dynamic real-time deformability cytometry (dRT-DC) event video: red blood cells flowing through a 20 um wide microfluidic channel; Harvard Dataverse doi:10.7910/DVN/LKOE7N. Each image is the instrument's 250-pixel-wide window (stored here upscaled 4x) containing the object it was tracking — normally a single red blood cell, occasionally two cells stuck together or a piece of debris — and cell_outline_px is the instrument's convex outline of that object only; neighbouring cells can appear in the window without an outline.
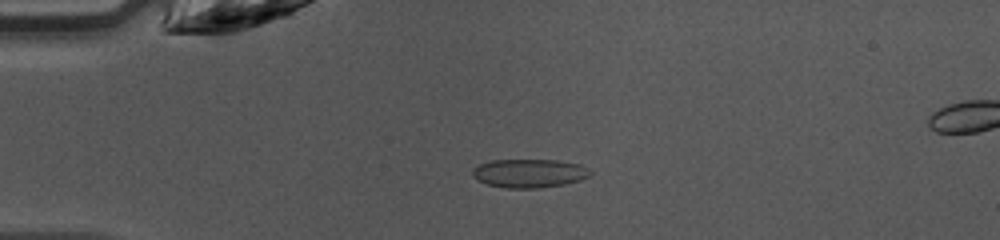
{"species": "common noctule bat (a hibernating species)", "species_latin": "Nyctalus noctula", "temperature_condition": "warm", "stored_images_in_passage": 37, "camera_frame_rate_fps": 3000, "um_per_image_px": 0.085, "animal": {"sex": "female", "body_mass_g": 10.0, "forearm_length_mm": 53.1}, "frame": {"image": 1, "passage_image": 2, "time_ms": 0.333, "image_size_px": [1000, 240], "cell_outline_px": [[592, 172], [588, 176], [580, 180], [564, 184], [540, 188], [504, 188], [488, 184], [476, 180], [472, 176], [472, 168], [480, 164], [492, 160], [556, 160], [580, 164], [588, 168]], "centroid_in_image_um": [44.96, 14.73], "position_along_channel_um": 40.0, "area_um2": 19.71}}
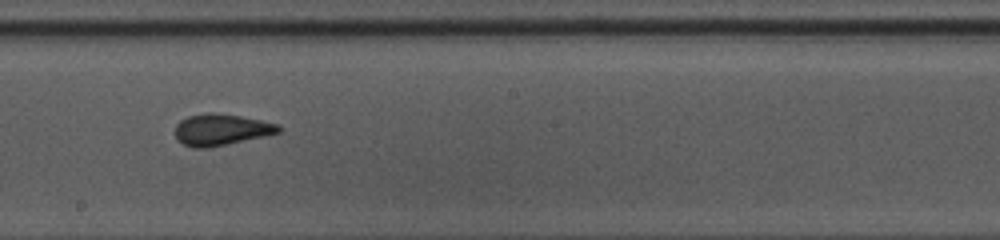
{"frame": {"image": 2, "passage_image": 17, "time_ms": 5.333, "image_size_px": [1000, 240], "cell_outline_px": [[280, 132], [264, 136], [208, 148], [192, 148], [176, 140], [176, 124], [180, 120], [188, 116], [208, 112], [216, 112], [240, 116], [260, 120], [276, 124], [280, 128]], "centroid_in_image_um": [18.74, 11.02], "position_along_channel_um": 229.5, "area_um2": 18.84}}
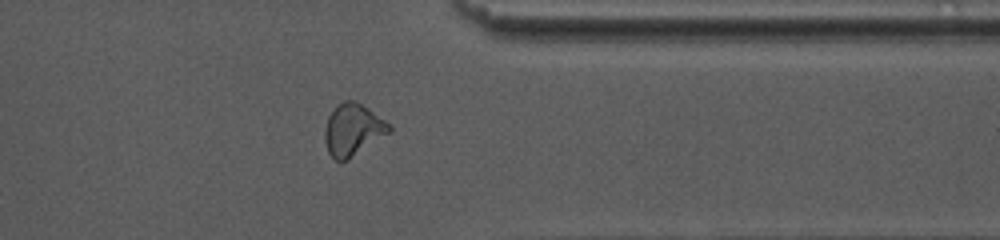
{"frame": {"image": 3, "passage_image": 28, "time_ms": 9.0, "image_size_px": [1000, 240], "cell_outline_px": [[392, 132], [344, 160], [336, 160], [328, 152], [324, 140], [324, 132], [328, 116], [344, 100], [356, 100], [392, 124]], "centroid_in_image_um": [30.03, 11.0], "position_along_channel_um": 381.4, "area_um2": 19.25}, "authors_computed_cell_mechanics": {"area_um2": 19.2474, "velocity_mm_per_s": 4.2815, "shape_relaxation_time_tau1_ms": 3.4137, "shape_relaxation_time_tau2_ms": 1.6561, "deformation_change_tau1": 0.0968, "deformation_change_tau2": 0.0583}}